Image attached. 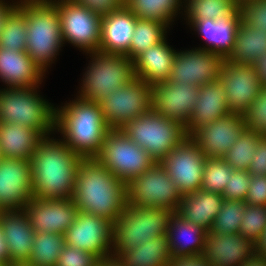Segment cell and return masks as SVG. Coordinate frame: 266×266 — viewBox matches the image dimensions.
Wrapping results in <instances>:
<instances>
[{
  "mask_svg": "<svg viewBox=\"0 0 266 266\" xmlns=\"http://www.w3.org/2000/svg\"><path fill=\"white\" fill-rule=\"evenodd\" d=\"M113 222L100 216L78 211L74 223L65 233V243L94 254L99 260L113 255Z\"/></svg>",
  "mask_w": 266,
  "mask_h": 266,
  "instance_id": "13",
  "label": "cell"
},
{
  "mask_svg": "<svg viewBox=\"0 0 266 266\" xmlns=\"http://www.w3.org/2000/svg\"><path fill=\"white\" fill-rule=\"evenodd\" d=\"M121 129L157 162L188 137L184 124L163 117L153 108Z\"/></svg>",
  "mask_w": 266,
  "mask_h": 266,
  "instance_id": "7",
  "label": "cell"
},
{
  "mask_svg": "<svg viewBox=\"0 0 266 266\" xmlns=\"http://www.w3.org/2000/svg\"><path fill=\"white\" fill-rule=\"evenodd\" d=\"M234 171L223 158H206L200 189L222 195Z\"/></svg>",
  "mask_w": 266,
  "mask_h": 266,
  "instance_id": "40",
  "label": "cell"
},
{
  "mask_svg": "<svg viewBox=\"0 0 266 266\" xmlns=\"http://www.w3.org/2000/svg\"><path fill=\"white\" fill-rule=\"evenodd\" d=\"M55 129L63 135L67 146L81 158H96L110 130L100 104L79 96L56 108Z\"/></svg>",
  "mask_w": 266,
  "mask_h": 266,
  "instance_id": "3",
  "label": "cell"
},
{
  "mask_svg": "<svg viewBox=\"0 0 266 266\" xmlns=\"http://www.w3.org/2000/svg\"><path fill=\"white\" fill-rule=\"evenodd\" d=\"M206 156L188 136L159 163L182 195L201 188Z\"/></svg>",
  "mask_w": 266,
  "mask_h": 266,
  "instance_id": "14",
  "label": "cell"
},
{
  "mask_svg": "<svg viewBox=\"0 0 266 266\" xmlns=\"http://www.w3.org/2000/svg\"><path fill=\"white\" fill-rule=\"evenodd\" d=\"M261 137V135L245 129L222 158L234 170H248L250 161L254 157L253 154L258 145V140Z\"/></svg>",
  "mask_w": 266,
  "mask_h": 266,
  "instance_id": "38",
  "label": "cell"
},
{
  "mask_svg": "<svg viewBox=\"0 0 266 266\" xmlns=\"http://www.w3.org/2000/svg\"><path fill=\"white\" fill-rule=\"evenodd\" d=\"M226 96V88L220 78L199 87L196 105L185 125L188 136L204 124L212 123L231 113Z\"/></svg>",
  "mask_w": 266,
  "mask_h": 266,
  "instance_id": "24",
  "label": "cell"
},
{
  "mask_svg": "<svg viewBox=\"0 0 266 266\" xmlns=\"http://www.w3.org/2000/svg\"><path fill=\"white\" fill-rule=\"evenodd\" d=\"M247 205L244 201L225 199L210 231L219 234L239 233Z\"/></svg>",
  "mask_w": 266,
  "mask_h": 266,
  "instance_id": "39",
  "label": "cell"
},
{
  "mask_svg": "<svg viewBox=\"0 0 266 266\" xmlns=\"http://www.w3.org/2000/svg\"><path fill=\"white\" fill-rule=\"evenodd\" d=\"M45 136L28 126L0 122V151L2 157L30 161Z\"/></svg>",
  "mask_w": 266,
  "mask_h": 266,
  "instance_id": "30",
  "label": "cell"
},
{
  "mask_svg": "<svg viewBox=\"0 0 266 266\" xmlns=\"http://www.w3.org/2000/svg\"><path fill=\"white\" fill-rule=\"evenodd\" d=\"M252 65L258 73L261 85L266 87V53L258 58Z\"/></svg>",
  "mask_w": 266,
  "mask_h": 266,
  "instance_id": "51",
  "label": "cell"
},
{
  "mask_svg": "<svg viewBox=\"0 0 266 266\" xmlns=\"http://www.w3.org/2000/svg\"><path fill=\"white\" fill-rule=\"evenodd\" d=\"M239 7L249 1H253V0H233Z\"/></svg>",
  "mask_w": 266,
  "mask_h": 266,
  "instance_id": "56",
  "label": "cell"
},
{
  "mask_svg": "<svg viewBox=\"0 0 266 266\" xmlns=\"http://www.w3.org/2000/svg\"><path fill=\"white\" fill-rule=\"evenodd\" d=\"M151 87L152 108L163 117L186 125L196 105L199 88L169 80Z\"/></svg>",
  "mask_w": 266,
  "mask_h": 266,
  "instance_id": "20",
  "label": "cell"
},
{
  "mask_svg": "<svg viewBox=\"0 0 266 266\" xmlns=\"http://www.w3.org/2000/svg\"><path fill=\"white\" fill-rule=\"evenodd\" d=\"M255 244L239 233L206 232L203 256L210 266H240L254 251Z\"/></svg>",
  "mask_w": 266,
  "mask_h": 266,
  "instance_id": "21",
  "label": "cell"
},
{
  "mask_svg": "<svg viewBox=\"0 0 266 266\" xmlns=\"http://www.w3.org/2000/svg\"><path fill=\"white\" fill-rule=\"evenodd\" d=\"M255 252L266 258V228L262 232L260 238L255 243Z\"/></svg>",
  "mask_w": 266,
  "mask_h": 266,
  "instance_id": "54",
  "label": "cell"
},
{
  "mask_svg": "<svg viewBox=\"0 0 266 266\" xmlns=\"http://www.w3.org/2000/svg\"><path fill=\"white\" fill-rule=\"evenodd\" d=\"M113 175L127 184L157 163L122 129H110L96 157Z\"/></svg>",
  "mask_w": 266,
  "mask_h": 266,
  "instance_id": "9",
  "label": "cell"
},
{
  "mask_svg": "<svg viewBox=\"0 0 266 266\" xmlns=\"http://www.w3.org/2000/svg\"><path fill=\"white\" fill-rule=\"evenodd\" d=\"M0 47L13 51H26L27 49L26 17L17 7L4 22L0 32Z\"/></svg>",
  "mask_w": 266,
  "mask_h": 266,
  "instance_id": "37",
  "label": "cell"
},
{
  "mask_svg": "<svg viewBox=\"0 0 266 266\" xmlns=\"http://www.w3.org/2000/svg\"><path fill=\"white\" fill-rule=\"evenodd\" d=\"M173 212L164 208L136 207L126 203L124 212L113 221V257L135 249L139 243L166 235Z\"/></svg>",
  "mask_w": 266,
  "mask_h": 266,
  "instance_id": "5",
  "label": "cell"
},
{
  "mask_svg": "<svg viewBox=\"0 0 266 266\" xmlns=\"http://www.w3.org/2000/svg\"><path fill=\"white\" fill-rule=\"evenodd\" d=\"M31 162L25 159L0 160V211L21 210L33 198Z\"/></svg>",
  "mask_w": 266,
  "mask_h": 266,
  "instance_id": "16",
  "label": "cell"
},
{
  "mask_svg": "<svg viewBox=\"0 0 266 266\" xmlns=\"http://www.w3.org/2000/svg\"><path fill=\"white\" fill-rule=\"evenodd\" d=\"M60 16L63 44L68 42L91 53L99 51L102 17L74 0H50Z\"/></svg>",
  "mask_w": 266,
  "mask_h": 266,
  "instance_id": "12",
  "label": "cell"
},
{
  "mask_svg": "<svg viewBox=\"0 0 266 266\" xmlns=\"http://www.w3.org/2000/svg\"><path fill=\"white\" fill-rule=\"evenodd\" d=\"M248 131L266 136V87H262L255 100L242 113Z\"/></svg>",
  "mask_w": 266,
  "mask_h": 266,
  "instance_id": "42",
  "label": "cell"
},
{
  "mask_svg": "<svg viewBox=\"0 0 266 266\" xmlns=\"http://www.w3.org/2000/svg\"><path fill=\"white\" fill-rule=\"evenodd\" d=\"M246 129L240 112H231L212 123L204 124L189 137L207 158H222Z\"/></svg>",
  "mask_w": 266,
  "mask_h": 266,
  "instance_id": "17",
  "label": "cell"
},
{
  "mask_svg": "<svg viewBox=\"0 0 266 266\" xmlns=\"http://www.w3.org/2000/svg\"><path fill=\"white\" fill-rule=\"evenodd\" d=\"M81 159L63 140L45 136L30 160L33 198H72Z\"/></svg>",
  "mask_w": 266,
  "mask_h": 266,
  "instance_id": "1",
  "label": "cell"
},
{
  "mask_svg": "<svg viewBox=\"0 0 266 266\" xmlns=\"http://www.w3.org/2000/svg\"><path fill=\"white\" fill-rule=\"evenodd\" d=\"M72 201L78 211L113 222L124 212L126 184L97 158H82L76 173Z\"/></svg>",
  "mask_w": 266,
  "mask_h": 266,
  "instance_id": "2",
  "label": "cell"
},
{
  "mask_svg": "<svg viewBox=\"0 0 266 266\" xmlns=\"http://www.w3.org/2000/svg\"><path fill=\"white\" fill-rule=\"evenodd\" d=\"M44 74L26 51L0 47V78L7 87H38Z\"/></svg>",
  "mask_w": 266,
  "mask_h": 266,
  "instance_id": "26",
  "label": "cell"
},
{
  "mask_svg": "<svg viewBox=\"0 0 266 266\" xmlns=\"http://www.w3.org/2000/svg\"><path fill=\"white\" fill-rule=\"evenodd\" d=\"M166 41L165 38L162 42L143 51L133 61L136 78L151 86L169 80L177 52Z\"/></svg>",
  "mask_w": 266,
  "mask_h": 266,
  "instance_id": "27",
  "label": "cell"
},
{
  "mask_svg": "<svg viewBox=\"0 0 266 266\" xmlns=\"http://www.w3.org/2000/svg\"><path fill=\"white\" fill-rule=\"evenodd\" d=\"M220 79L226 88L227 106L231 112L243 113L263 87L256 69L250 64L224 60Z\"/></svg>",
  "mask_w": 266,
  "mask_h": 266,
  "instance_id": "18",
  "label": "cell"
},
{
  "mask_svg": "<svg viewBox=\"0 0 266 266\" xmlns=\"http://www.w3.org/2000/svg\"><path fill=\"white\" fill-rule=\"evenodd\" d=\"M16 4V5H15ZM18 2L7 4L5 1L0 0V32L2 31L4 22L9 14L17 7Z\"/></svg>",
  "mask_w": 266,
  "mask_h": 266,
  "instance_id": "52",
  "label": "cell"
},
{
  "mask_svg": "<svg viewBox=\"0 0 266 266\" xmlns=\"http://www.w3.org/2000/svg\"><path fill=\"white\" fill-rule=\"evenodd\" d=\"M242 20L252 28L266 32V0H253L240 6Z\"/></svg>",
  "mask_w": 266,
  "mask_h": 266,
  "instance_id": "44",
  "label": "cell"
},
{
  "mask_svg": "<svg viewBox=\"0 0 266 266\" xmlns=\"http://www.w3.org/2000/svg\"><path fill=\"white\" fill-rule=\"evenodd\" d=\"M24 211L35 232L65 235L67 229L74 223L78 208L72 198H32Z\"/></svg>",
  "mask_w": 266,
  "mask_h": 266,
  "instance_id": "19",
  "label": "cell"
},
{
  "mask_svg": "<svg viewBox=\"0 0 266 266\" xmlns=\"http://www.w3.org/2000/svg\"><path fill=\"white\" fill-rule=\"evenodd\" d=\"M251 174L248 170H235L225 186L222 196L227 200L245 201Z\"/></svg>",
  "mask_w": 266,
  "mask_h": 266,
  "instance_id": "43",
  "label": "cell"
},
{
  "mask_svg": "<svg viewBox=\"0 0 266 266\" xmlns=\"http://www.w3.org/2000/svg\"><path fill=\"white\" fill-rule=\"evenodd\" d=\"M92 63L83 75L79 97L99 103L111 92L127 85L134 76L133 60L128 55L88 53Z\"/></svg>",
  "mask_w": 266,
  "mask_h": 266,
  "instance_id": "8",
  "label": "cell"
},
{
  "mask_svg": "<svg viewBox=\"0 0 266 266\" xmlns=\"http://www.w3.org/2000/svg\"><path fill=\"white\" fill-rule=\"evenodd\" d=\"M0 224L6 238L12 265L27 264L33 249L35 230L24 211H0Z\"/></svg>",
  "mask_w": 266,
  "mask_h": 266,
  "instance_id": "22",
  "label": "cell"
},
{
  "mask_svg": "<svg viewBox=\"0 0 266 266\" xmlns=\"http://www.w3.org/2000/svg\"><path fill=\"white\" fill-rule=\"evenodd\" d=\"M137 17L124 4L118 10L102 16L99 51L127 55Z\"/></svg>",
  "mask_w": 266,
  "mask_h": 266,
  "instance_id": "23",
  "label": "cell"
},
{
  "mask_svg": "<svg viewBox=\"0 0 266 266\" xmlns=\"http://www.w3.org/2000/svg\"><path fill=\"white\" fill-rule=\"evenodd\" d=\"M17 8L26 17V52L45 73L63 46L57 7L50 0H20Z\"/></svg>",
  "mask_w": 266,
  "mask_h": 266,
  "instance_id": "4",
  "label": "cell"
},
{
  "mask_svg": "<svg viewBox=\"0 0 266 266\" xmlns=\"http://www.w3.org/2000/svg\"><path fill=\"white\" fill-rule=\"evenodd\" d=\"M242 22V14L239 9L230 18L205 19L188 21L198 34L208 43L200 49L218 54L226 59L232 52L237 29ZM191 23V24H190Z\"/></svg>",
  "mask_w": 266,
  "mask_h": 266,
  "instance_id": "25",
  "label": "cell"
},
{
  "mask_svg": "<svg viewBox=\"0 0 266 266\" xmlns=\"http://www.w3.org/2000/svg\"><path fill=\"white\" fill-rule=\"evenodd\" d=\"M224 58L200 48L175 54L170 82L201 87L220 78Z\"/></svg>",
  "mask_w": 266,
  "mask_h": 266,
  "instance_id": "15",
  "label": "cell"
},
{
  "mask_svg": "<svg viewBox=\"0 0 266 266\" xmlns=\"http://www.w3.org/2000/svg\"><path fill=\"white\" fill-rule=\"evenodd\" d=\"M101 266H124L117 258L111 256L101 259Z\"/></svg>",
  "mask_w": 266,
  "mask_h": 266,
  "instance_id": "55",
  "label": "cell"
},
{
  "mask_svg": "<svg viewBox=\"0 0 266 266\" xmlns=\"http://www.w3.org/2000/svg\"><path fill=\"white\" fill-rule=\"evenodd\" d=\"M0 264L3 266H12L10 252L0 224Z\"/></svg>",
  "mask_w": 266,
  "mask_h": 266,
  "instance_id": "50",
  "label": "cell"
},
{
  "mask_svg": "<svg viewBox=\"0 0 266 266\" xmlns=\"http://www.w3.org/2000/svg\"><path fill=\"white\" fill-rule=\"evenodd\" d=\"M99 104L107 126L121 129L152 108V87L135 77L127 85L111 92Z\"/></svg>",
  "mask_w": 266,
  "mask_h": 266,
  "instance_id": "11",
  "label": "cell"
},
{
  "mask_svg": "<svg viewBox=\"0 0 266 266\" xmlns=\"http://www.w3.org/2000/svg\"><path fill=\"white\" fill-rule=\"evenodd\" d=\"M248 205L266 206V176L251 175L245 201Z\"/></svg>",
  "mask_w": 266,
  "mask_h": 266,
  "instance_id": "46",
  "label": "cell"
},
{
  "mask_svg": "<svg viewBox=\"0 0 266 266\" xmlns=\"http://www.w3.org/2000/svg\"><path fill=\"white\" fill-rule=\"evenodd\" d=\"M206 232L203 227L173 213L166 233L171 258L203 255Z\"/></svg>",
  "mask_w": 266,
  "mask_h": 266,
  "instance_id": "28",
  "label": "cell"
},
{
  "mask_svg": "<svg viewBox=\"0 0 266 266\" xmlns=\"http://www.w3.org/2000/svg\"><path fill=\"white\" fill-rule=\"evenodd\" d=\"M265 53L266 32L252 28L242 20L236 32L232 52L225 60L252 65Z\"/></svg>",
  "mask_w": 266,
  "mask_h": 266,
  "instance_id": "32",
  "label": "cell"
},
{
  "mask_svg": "<svg viewBox=\"0 0 266 266\" xmlns=\"http://www.w3.org/2000/svg\"><path fill=\"white\" fill-rule=\"evenodd\" d=\"M182 194L159 162L126 184V203L177 212Z\"/></svg>",
  "mask_w": 266,
  "mask_h": 266,
  "instance_id": "10",
  "label": "cell"
},
{
  "mask_svg": "<svg viewBox=\"0 0 266 266\" xmlns=\"http://www.w3.org/2000/svg\"><path fill=\"white\" fill-rule=\"evenodd\" d=\"M65 245V236L62 234L35 232L33 249L26 265L56 266Z\"/></svg>",
  "mask_w": 266,
  "mask_h": 266,
  "instance_id": "34",
  "label": "cell"
},
{
  "mask_svg": "<svg viewBox=\"0 0 266 266\" xmlns=\"http://www.w3.org/2000/svg\"><path fill=\"white\" fill-rule=\"evenodd\" d=\"M168 266H210L203 255L177 257L171 259Z\"/></svg>",
  "mask_w": 266,
  "mask_h": 266,
  "instance_id": "49",
  "label": "cell"
},
{
  "mask_svg": "<svg viewBox=\"0 0 266 266\" xmlns=\"http://www.w3.org/2000/svg\"><path fill=\"white\" fill-rule=\"evenodd\" d=\"M224 200L221 194L199 189L182 195L176 214L210 231Z\"/></svg>",
  "mask_w": 266,
  "mask_h": 266,
  "instance_id": "29",
  "label": "cell"
},
{
  "mask_svg": "<svg viewBox=\"0 0 266 266\" xmlns=\"http://www.w3.org/2000/svg\"><path fill=\"white\" fill-rule=\"evenodd\" d=\"M266 228V206L247 205L241 220L239 234L256 243Z\"/></svg>",
  "mask_w": 266,
  "mask_h": 266,
  "instance_id": "41",
  "label": "cell"
},
{
  "mask_svg": "<svg viewBox=\"0 0 266 266\" xmlns=\"http://www.w3.org/2000/svg\"><path fill=\"white\" fill-rule=\"evenodd\" d=\"M99 259L90 252L65 245L56 266H97Z\"/></svg>",
  "mask_w": 266,
  "mask_h": 266,
  "instance_id": "45",
  "label": "cell"
},
{
  "mask_svg": "<svg viewBox=\"0 0 266 266\" xmlns=\"http://www.w3.org/2000/svg\"><path fill=\"white\" fill-rule=\"evenodd\" d=\"M188 21L232 17L240 7L233 0H184Z\"/></svg>",
  "mask_w": 266,
  "mask_h": 266,
  "instance_id": "36",
  "label": "cell"
},
{
  "mask_svg": "<svg viewBox=\"0 0 266 266\" xmlns=\"http://www.w3.org/2000/svg\"><path fill=\"white\" fill-rule=\"evenodd\" d=\"M167 28L165 23L157 20L137 18L127 55L134 61L143 51L162 42L166 38Z\"/></svg>",
  "mask_w": 266,
  "mask_h": 266,
  "instance_id": "35",
  "label": "cell"
},
{
  "mask_svg": "<svg viewBox=\"0 0 266 266\" xmlns=\"http://www.w3.org/2000/svg\"><path fill=\"white\" fill-rule=\"evenodd\" d=\"M12 266H27L26 264H24V265H12Z\"/></svg>",
  "mask_w": 266,
  "mask_h": 266,
  "instance_id": "57",
  "label": "cell"
},
{
  "mask_svg": "<svg viewBox=\"0 0 266 266\" xmlns=\"http://www.w3.org/2000/svg\"><path fill=\"white\" fill-rule=\"evenodd\" d=\"M182 0H124V4L138 19L157 20L168 27L182 9ZM174 17V18H173Z\"/></svg>",
  "mask_w": 266,
  "mask_h": 266,
  "instance_id": "33",
  "label": "cell"
},
{
  "mask_svg": "<svg viewBox=\"0 0 266 266\" xmlns=\"http://www.w3.org/2000/svg\"><path fill=\"white\" fill-rule=\"evenodd\" d=\"M240 266H266V258L254 251Z\"/></svg>",
  "mask_w": 266,
  "mask_h": 266,
  "instance_id": "53",
  "label": "cell"
},
{
  "mask_svg": "<svg viewBox=\"0 0 266 266\" xmlns=\"http://www.w3.org/2000/svg\"><path fill=\"white\" fill-rule=\"evenodd\" d=\"M116 258L124 266H168L172 259L167 235L139 243L135 249L122 251Z\"/></svg>",
  "mask_w": 266,
  "mask_h": 266,
  "instance_id": "31",
  "label": "cell"
},
{
  "mask_svg": "<svg viewBox=\"0 0 266 266\" xmlns=\"http://www.w3.org/2000/svg\"><path fill=\"white\" fill-rule=\"evenodd\" d=\"M37 88L0 90V122L28 126L44 136L56 130V107L38 95Z\"/></svg>",
  "mask_w": 266,
  "mask_h": 266,
  "instance_id": "6",
  "label": "cell"
},
{
  "mask_svg": "<svg viewBox=\"0 0 266 266\" xmlns=\"http://www.w3.org/2000/svg\"><path fill=\"white\" fill-rule=\"evenodd\" d=\"M253 155L248 172L254 176H266V136H262L258 140V145Z\"/></svg>",
  "mask_w": 266,
  "mask_h": 266,
  "instance_id": "48",
  "label": "cell"
},
{
  "mask_svg": "<svg viewBox=\"0 0 266 266\" xmlns=\"http://www.w3.org/2000/svg\"><path fill=\"white\" fill-rule=\"evenodd\" d=\"M80 5L88 8L93 13L102 16L118 10L124 5V0H74Z\"/></svg>",
  "mask_w": 266,
  "mask_h": 266,
  "instance_id": "47",
  "label": "cell"
}]
</instances>
